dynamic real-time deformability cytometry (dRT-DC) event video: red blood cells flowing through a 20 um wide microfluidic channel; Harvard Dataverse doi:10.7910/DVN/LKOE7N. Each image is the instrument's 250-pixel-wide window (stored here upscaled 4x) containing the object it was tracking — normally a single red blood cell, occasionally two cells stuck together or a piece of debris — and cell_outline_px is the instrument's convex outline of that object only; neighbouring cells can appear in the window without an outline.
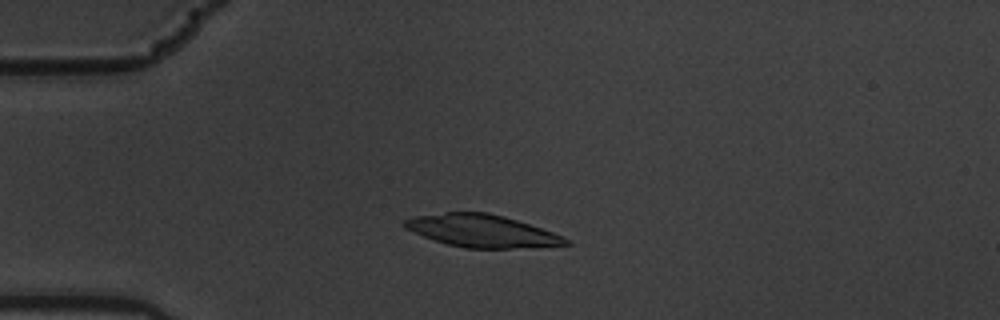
{"species": "common noctule bat (a hibernating species)", "species_latin": "Nyctalus noctula", "temperature_condition": "warm", "stored_images_in_passage": 6, "camera_frame_rate_fps": 3000, "um_per_image_px": 0.085, "animal": {"sex": "male", "body_mass_g": 19.5, "forearm_length_mm": 54.6}, "frame": {"image": 1, "passage_image": 4, "time_ms": 1.0, "image_size_px": [1000, 320], "cell_outline_px": [[572, 244], [512, 248], [464, 248], [448, 244], [424, 236], [404, 228], [400, 224], [404, 220], [416, 216], [444, 212], [488, 212], [504, 216], [564, 236], [572, 240]], "centroid_in_image_um": [40.95, 19.62], "position_along_channel_um": 44.0, "area_um2": 30.29}}